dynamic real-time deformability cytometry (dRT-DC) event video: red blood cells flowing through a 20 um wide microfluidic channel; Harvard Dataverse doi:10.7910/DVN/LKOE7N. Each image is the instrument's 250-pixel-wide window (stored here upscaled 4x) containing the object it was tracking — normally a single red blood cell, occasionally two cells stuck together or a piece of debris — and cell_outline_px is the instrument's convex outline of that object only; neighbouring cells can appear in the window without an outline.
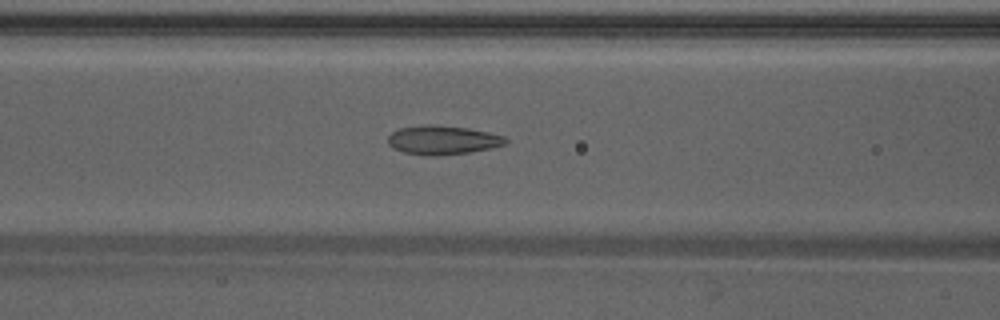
{"species": "Egyptian fruit bat (a non-hibernating species)", "species_latin": "Rousettus aegyptiacus", "temperature_condition": "warm", "stored_images_in_passage": 32, "camera_frame_rate_fps": 3000, "um_per_image_px": 0.085, "animal": {"sex": "male"}, "frame": {"image": 1, "passage_image": 12, "time_ms": 3.667, "image_size_px": [1000, 320], "cell_outline_px": [[508, 140], [504, 144], [492, 148], [468, 152], [436, 156], [424, 156], [404, 152], [392, 148], [388, 144], [388, 136], [392, 132], [400, 128], [428, 124], [468, 128], [488, 132], [504, 136]], "centroid_in_image_um": [37.6, 11.91], "position_along_channel_um": 129.0, "area_um2": 19.83}}
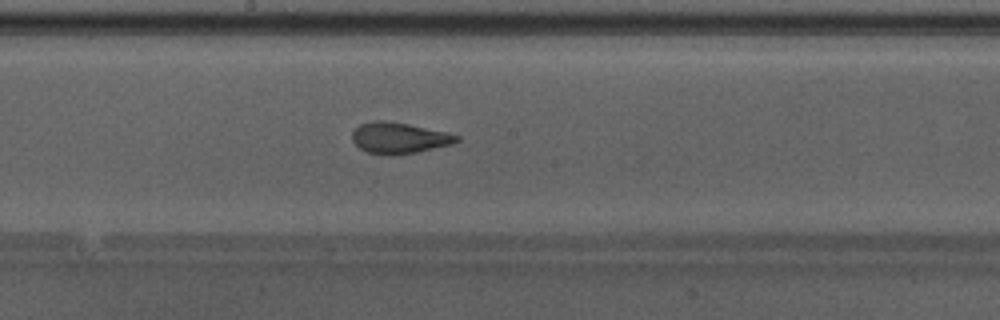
{"frame": {"image": 2, "passage_image": 18, "time_ms": 5.667, "image_size_px": [1000, 320], "cell_outline_px": [[460, 140], [452, 144], [416, 152], [392, 156], [388, 156], [368, 152], [360, 148], [352, 140], [352, 132], [360, 124], [372, 120], [380, 120], [408, 124], [444, 132], [460, 136]], "centroid_in_image_um": [33.89, 11.73], "position_along_channel_um": 214.3, "area_um2": 18.79}}
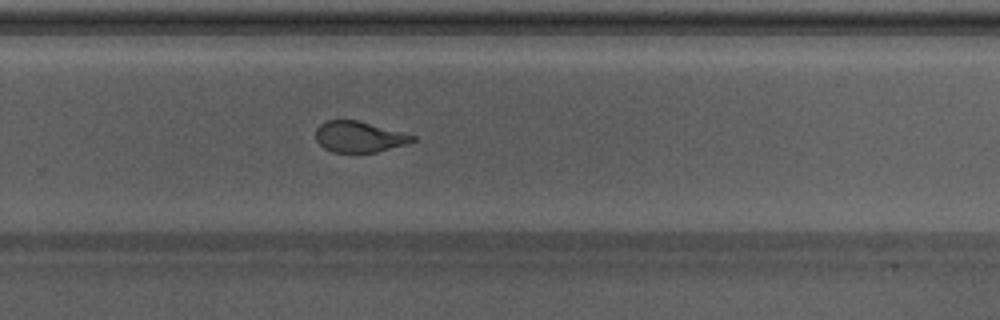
{"frame": {"image": 3, "passage_image": 24, "time_ms": 7.667, "image_size_px": [1000, 320], "cell_outline_px": [[416, 140], [408, 144], [376, 152], [332, 152], [324, 148], [316, 140], [316, 128], [320, 124], [328, 120], [356, 120], [416, 136]], "centroid_in_image_um": [30.52, 11.63], "position_along_channel_um": 299.3, "area_um2": 17.28}}